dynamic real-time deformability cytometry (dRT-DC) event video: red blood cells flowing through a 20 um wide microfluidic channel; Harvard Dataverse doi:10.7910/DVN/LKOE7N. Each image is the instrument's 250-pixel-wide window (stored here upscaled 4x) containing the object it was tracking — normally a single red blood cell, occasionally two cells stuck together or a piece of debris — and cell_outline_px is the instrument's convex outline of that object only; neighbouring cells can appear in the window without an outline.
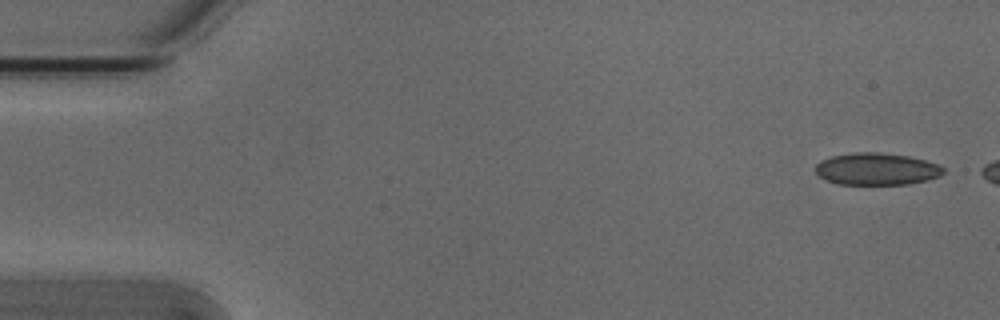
{"species": "Egyptian fruit bat (a non-hibernating species)", "species_latin": "Rousettus aegyptiacus", "temperature_condition": "cold", "stored_images_in_passage": 3, "camera_frame_rate_fps": 3000, "um_per_image_px": 0.085, "animal": {"sex": "male"}, "frame": {"image": 1, "passage_image": 1, "time_ms": 0.0, "image_size_px": [1000, 320], "cell_outline_px": [[944, 172], [940, 176], [928, 180], [908, 184], [836, 184], [824, 180], [816, 172], [816, 164], [820, 160], [832, 156], [856, 152], [876, 152], [908, 156], [924, 160], [936, 164], [944, 168]], "centroid_in_image_um": [74.49, 14.37], "position_along_channel_um": 10.5, "area_um2": 23.87}}